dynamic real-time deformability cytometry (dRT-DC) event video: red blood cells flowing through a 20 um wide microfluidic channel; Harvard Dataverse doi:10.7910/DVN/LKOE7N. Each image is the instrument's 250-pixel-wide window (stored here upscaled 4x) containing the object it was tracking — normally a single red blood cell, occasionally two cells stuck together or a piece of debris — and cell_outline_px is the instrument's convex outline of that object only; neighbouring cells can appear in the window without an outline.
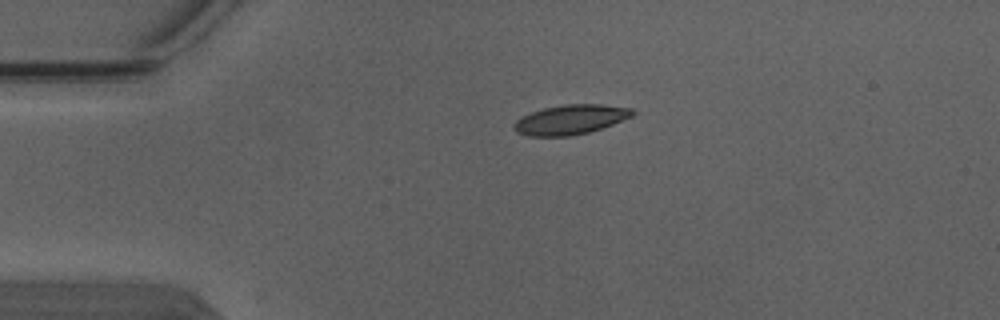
{"species": "Egyptian fruit bat (a non-hibernating species)", "species_latin": "Rousettus aegyptiacus", "temperature_condition": "warm", "stored_images_in_passage": 3, "segment_of_instrument_passage": [1, 2], "camera_frame_rate_fps": 3000, "um_per_image_px": 0.085, "animal": {"sex": "male"}, "frame": {"image": 1, "passage_image": 1, "time_ms": 0.0, "image_size_px": [1000, 320], "cell_outline_px": [[636, 112], [632, 116], [612, 124], [588, 132], [572, 136], [528, 136], [516, 132], [512, 128], [512, 124], [516, 120], [532, 112], [544, 108], [564, 104], [600, 104], [632, 108]], "centroid_in_image_um": [48.47, 10.16], "position_along_channel_um": 36.5, "area_um2": 20.4}}